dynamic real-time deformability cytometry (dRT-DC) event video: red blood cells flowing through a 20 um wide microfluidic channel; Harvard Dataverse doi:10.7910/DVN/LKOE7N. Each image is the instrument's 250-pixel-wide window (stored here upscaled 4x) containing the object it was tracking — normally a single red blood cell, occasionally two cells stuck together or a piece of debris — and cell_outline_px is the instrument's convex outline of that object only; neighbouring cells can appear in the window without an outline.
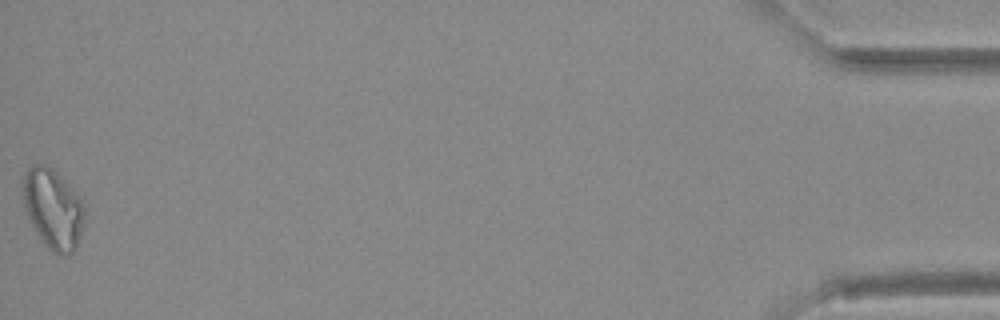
{"species": "Egyptian fruit bat (a non-hibernating species)", "species_latin": "Rousettus aegyptiacus", "temperature_condition": "warm", "stored_images_in_passage": 36, "camera_frame_rate_fps": 3000, "um_per_image_px": 0.085, "animal": {"sex": "female"}, "frame": {"image": 1, "passage_image": 36, "time_ms": 11.667, "image_size_px": [1000, 320], "cell_outline_px": [[84, 220], [76, 248], [68, 256], [60, 256], [52, 252], [40, 240], [24, 208], [20, 184], [24, 172], [32, 164], [44, 164], [52, 168], [80, 196], [84, 204]], "centroid_in_image_um": [4.47, 17.74], "position_along_channel_um": 430.7, "area_um2": 29.19}}